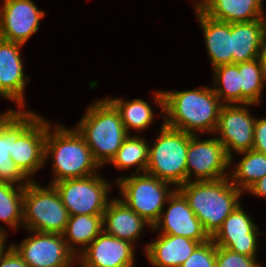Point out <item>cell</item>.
Instances as JSON below:
<instances>
[{
  "instance_id": "obj_1",
  "label": "cell",
  "mask_w": 266,
  "mask_h": 267,
  "mask_svg": "<svg viewBox=\"0 0 266 267\" xmlns=\"http://www.w3.org/2000/svg\"><path fill=\"white\" fill-rule=\"evenodd\" d=\"M154 102L162 108L159 114L166 115L163 118L166 126L193 135L214 134L223 105L213 88L204 86L185 91H156Z\"/></svg>"
},
{
  "instance_id": "obj_2",
  "label": "cell",
  "mask_w": 266,
  "mask_h": 267,
  "mask_svg": "<svg viewBox=\"0 0 266 267\" xmlns=\"http://www.w3.org/2000/svg\"><path fill=\"white\" fill-rule=\"evenodd\" d=\"M178 190L188 200L190 208L211 238L240 204L239 198L243 193L230 177L204 181L194 179L181 185Z\"/></svg>"
},
{
  "instance_id": "obj_3",
  "label": "cell",
  "mask_w": 266,
  "mask_h": 267,
  "mask_svg": "<svg viewBox=\"0 0 266 267\" xmlns=\"http://www.w3.org/2000/svg\"><path fill=\"white\" fill-rule=\"evenodd\" d=\"M74 128L84 138L100 167L111 162L128 136L119 111L107 98L88 106Z\"/></svg>"
},
{
  "instance_id": "obj_4",
  "label": "cell",
  "mask_w": 266,
  "mask_h": 267,
  "mask_svg": "<svg viewBox=\"0 0 266 267\" xmlns=\"http://www.w3.org/2000/svg\"><path fill=\"white\" fill-rule=\"evenodd\" d=\"M53 129L51 125L47 128L45 139V161L47 162L49 156H53L52 167L55 176L50 184L96 174L94 170L100 166L78 131L63 125H56Z\"/></svg>"
},
{
  "instance_id": "obj_5",
  "label": "cell",
  "mask_w": 266,
  "mask_h": 267,
  "mask_svg": "<svg viewBox=\"0 0 266 267\" xmlns=\"http://www.w3.org/2000/svg\"><path fill=\"white\" fill-rule=\"evenodd\" d=\"M193 134L166 126L160 128L152 147L146 173L168 182L178 189L187 182V150Z\"/></svg>"
},
{
  "instance_id": "obj_6",
  "label": "cell",
  "mask_w": 266,
  "mask_h": 267,
  "mask_svg": "<svg viewBox=\"0 0 266 267\" xmlns=\"http://www.w3.org/2000/svg\"><path fill=\"white\" fill-rule=\"evenodd\" d=\"M40 186L34 180L26 186L23 194V226L28 231L63 234L69 213L55 187Z\"/></svg>"
},
{
  "instance_id": "obj_7",
  "label": "cell",
  "mask_w": 266,
  "mask_h": 267,
  "mask_svg": "<svg viewBox=\"0 0 266 267\" xmlns=\"http://www.w3.org/2000/svg\"><path fill=\"white\" fill-rule=\"evenodd\" d=\"M116 182L123 197L121 200L151 226L159 219L168 198L176 190L170 191L172 184L146 172L121 176Z\"/></svg>"
},
{
  "instance_id": "obj_8",
  "label": "cell",
  "mask_w": 266,
  "mask_h": 267,
  "mask_svg": "<svg viewBox=\"0 0 266 267\" xmlns=\"http://www.w3.org/2000/svg\"><path fill=\"white\" fill-rule=\"evenodd\" d=\"M63 205L71 215H103L107 204L110 183L98 174L70 178L52 184Z\"/></svg>"
},
{
  "instance_id": "obj_9",
  "label": "cell",
  "mask_w": 266,
  "mask_h": 267,
  "mask_svg": "<svg viewBox=\"0 0 266 267\" xmlns=\"http://www.w3.org/2000/svg\"><path fill=\"white\" fill-rule=\"evenodd\" d=\"M39 117L33 111L10 109L0 114V182L26 186L29 179L11 158L12 144Z\"/></svg>"
},
{
  "instance_id": "obj_10",
  "label": "cell",
  "mask_w": 266,
  "mask_h": 267,
  "mask_svg": "<svg viewBox=\"0 0 266 267\" xmlns=\"http://www.w3.org/2000/svg\"><path fill=\"white\" fill-rule=\"evenodd\" d=\"M255 105H222L214 134L219 133L217 139L223 144L230 164L233 161V151L240 153L253 149L254 126L257 118L251 116L247 106Z\"/></svg>"
},
{
  "instance_id": "obj_11",
  "label": "cell",
  "mask_w": 266,
  "mask_h": 267,
  "mask_svg": "<svg viewBox=\"0 0 266 267\" xmlns=\"http://www.w3.org/2000/svg\"><path fill=\"white\" fill-rule=\"evenodd\" d=\"M229 165L230 158L217 138L199 140L197 135L190 137L187 150V182L192 181L193 175L196 181L229 177V173H226Z\"/></svg>"
},
{
  "instance_id": "obj_12",
  "label": "cell",
  "mask_w": 266,
  "mask_h": 267,
  "mask_svg": "<svg viewBox=\"0 0 266 267\" xmlns=\"http://www.w3.org/2000/svg\"><path fill=\"white\" fill-rule=\"evenodd\" d=\"M31 232L19 246L11 244L30 267H70L77 260L62 234Z\"/></svg>"
},
{
  "instance_id": "obj_13",
  "label": "cell",
  "mask_w": 266,
  "mask_h": 267,
  "mask_svg": "<svg viewBox=\"0 0 266 267\" xmlns=\"http://www.w3.org/2000/svg\"><path fill=\"white\" fill-rule=\"evenodd\" d=\"M169 207L160 214L159 219L151 227L161 230V234L182 236L202 243L211 239L202 223L190 208L188 200L176 189L168 198Z\"/></svg>"
},
{
  "instance_id": "obj_14",
  "label": "cell",
  "mask_w": 266,
  "mask_h": 267,
  "mask_svg": "<svg viewBox=\"0 0 266 267\" xmlns=\"http://www.w3.org/2000/svg\"><path fill=\"white\" fill-rule=\"evenodd\" d=\"M44 16L32 0H7L0 7V38L24 45Z\"/></svg>"
},
{
  "instance_id": "obj_15",
  "label": "cell",
  "mask_w": 266,
  "mask_h": 267,
  "mask_svg": "<svg viewBox=\"0 0 266 267\" xmlns=\"http://www.w3.org/2000/svg\"><path fill=\"white\" fill-rule=\"evenodd\" d=\"M259 228L239 204L211 238L218 247L249 257H256Z\"/></svg>"
},
{
  "instance_id": "obj_16",
  "label": "cell",
  "mask_w": 266,
  "mask_h": 267,
  "mask_svg": "<svg viewBox=\"0 0 266 267\" xmlns=\"http://www.w3.org/2000/svg\"><path fill=\"white\" fill-rule=\"evenodd\" d=\"M134 252L130 241L102 231L76 259L82 267H134Z\"/></svg>"
},
{
  "instance_id": "obj_17",
  "label": "cell",
  "mask_w": 266,
  "mask_h": 267,
  "mask_svg": "<svg viewBox=\"0 0 266 267\" xmlns=\"http://www.w3.org/2000/svg\"><path fill=\"white\" fill-rule=\"evenodd\" d=\"M49 126L48 121L39 116L12 144V160L31 181L32 175L46 164L45 139Z\"/></svg>"
},
{
  "instance_id": "obj_18",
  "label": "cell",
  "mask_w": 266,
  "mask_h": 267,
  "mask_svg": "<svg viewBox=\"0 0 266 267\" xmlns=\"http://www.w3.org/2000/svg\"><path fill=\"white\" fill-rule=\"evenodd\" d=\"M23 44L0 38V92L7 100L24 109V89L28 76L24 75V66L20 48Z\"/></svg>"
},
{
  "instance_id": "obj_19",
  "label": "cell",
  "mask_w": 266,
  "mask_h": 267,
  "mask_svg": "<svg viewBox=\"0 0 266 267\" xmlns=\"http://www.w3.org/2000/svg\"><path fill=\"white\" fill-rule=\"evenodd\" d=\"M152 227L143 217L135 213L120 198H112L103 213V231L115 238L137 241L145 227Z\"/></svg>"
},
{
  "instance_id": "obj_20",
  "label": "cell",
  "mask_w": 266,
  "mask_h": 267,
  "mask_svg": "<svg viewBox=\"0 0 266 267\" xmlns=\"http://www.w3.org/2000/svg\"><path fill=\"white\" fill-rule=\"evenodd\" d=\"M146 244L145 255L153 267H180L201 244L182 236L159 234Z\"/></svg>"
},
{
  "instance_id": "obj_21",
  "label": "cell",
  "mask_w": 266,
  "mask_h": 267,
  "mask_svg": "<svg viewBox=\"0 0 266 267\" xmlns=\"http://www.w3.org/2000/svg\"><path fill=\"white\" fill-rule=\"evenodd\" d=\"M193 7L203 30L205 45L212 67L233 64L231 23L206 15L195 3Z\"/></svg>"
},
{
  "instance_id": "obj_22",
  "label": "cell",
  "mask_w": 266,
  "mask_h": 267,
  "mask_svg": "<svg viewBox=\"0 0 266 267\" xmlns=\"http://www.w3.org/2000/svg\"><path fill=\"white\" fill-rule=\"evenodd\" d=\"M199 1V2H198ZM195 4L209 17L223 22L263 19V0H198Z\"/></svg>"
},
{
  "instance_id": "obj_23",
  "label": "cell",
  "mask_w": 266,
  "mask_h": 267,
  "mask_svg": "<svg viewBox=\"0 0 266 267\" xmlns=\"http://www.w3.org/2000/svg\"><path fill=\"white\" fill-rule=\"evenodd\" d=\"M266 18L250 22L231 23L233 64L259 58Z\"/></svg>"
},
{
  "instance_id": "obj_24",
  "label": "cell",
  "mask_w": 266,
  "mask_h": 267,
  "mask_svg": "<svg viewBox=\"0 0 266 267\" xmlns=\"http://www.w3.org/2000/svg\"><path fill=\"white\" fill-rule=\"evenodd\" d=\"M102 231L103 215L80 214L69 216L62 235L68 249L76 256L83 252ZM77 245L82 248L79 252L75 247Z\"/></svg>"
},
{
  "instance_id": "obj_25",
  "label": "cell",
  "mask_w": 266,
  "mask_h": 267,
  "mask_svg": "<svg viewBox=\"0 0 266 267\" xmlns=\"http://www.w3.org/2000/svg\"><path fill=\"white\" fill-rule=\"evenodd\" d=\"M240 153L243 158L232 170L230 180L239 190L245 192L266 175V154L254 149Z\"/></svg>"
},
{
  "instance_id": "obj_26",
  "label": "cell",
  "mask_w": 266,
  "mask_h": 267,
  "mask_svg": "<svg viewBox=\"0 0 266 267\" xmlns=\"http://www.w3.org/2000/svg\"><path fill=\"white\" fill-rule=\"evenodd\" d=\"M241 87V104H258L266 83V69L260 59L238 63Z\"/></svg>"
},
{
  "instance_id": "obj_27",
  "label": "cell",
  "mask_w": 266,
  "mask_h": 267,
  "mask_svg": "<svg viewBox=\"0 0 266 267\" xmlns=\"http://www.w3.org/2000/svg\"><path fill=\"white\" fill-rule=\"evenodd\" d=\"M149 160V145L144 137L128 135L111 163L118 169L138 166L136 173H145Z\"/></svg>"
},
{
  "instance_id": "obj_28",
  "label": "cell",
  "mask_w": 266,
  "mask_h": 267,
  "mask_svg": "<svg viewBox=\"0 0 266 267\" xmlns=\"http://www.w3.org/2000/svg\"><path fill=\"white\" fill-rule=\"evenodd\" d=\"M119 111L126 132L129 135L130 128L144 130L152 124L154 113L150 105L142 99L125 101L121 98H107Z\"/></svg>"
},
{
  "instance_id": "obj_29",
  "label": "cell",
  "mask_w": 266,
  "mask_h": 267,
  "mask_svg": "<svg viewBox=\"0 0 266 267\" xmlns=\"http://www.w3.org/2000/svg\"><path fill=\"white\" fill-rule=\"evenodd\" d=\"M24 190L25 186L0 182V221L14 230L23 225ZM0 230L3 229L0 227Z\"/></svg>"
},
{
  "instance_id": "obj_30",
  "label": "cell",
  "mask_w": 266,
  "mask_h": 267,
  "mask_svg": "<svg viewBox=\"0 0 266 267\" xmlns=\"http://www.w3.org/2000/svg\"><path fill=\"white\" fill-rule=\"evenodd\" d=\"M213 91L223 105H241V87L238 64H227L213 68ZM220 86V87H219Z\"/></svg>"
},
{
  "instance_id": "obj_31",
  "label": "cell",
  "mask_w": 266,
  "mask_h": 267,
  "mask_svg": "<svg viewBox=\"0 0 266 267\" xmlns=\"http://www.w3.org/2000/svg\"><path fill=\"white\" fill-rule=\"evenodd\" d=\"M216 245L212 239L200 244L180 267H215Z\"/></svg>"
},
{
  "instance_id": "obj_32",
  "label": "cell",
  "mask_w": 266,
  "mask_h": 267,
  "mask_svg": "<svg viewBox=\"0 0 266 267\" xmlns=\"http://www.w3.org/2000/svg\"><path fill=\"white\" fill-rule=\"evenodd\" d=\"M256 258L216 246L215 267H262V265L256 262Z\"/></svg>"
},
{
  "instance_id": "obj_33",
  "label": "cell",
  "mask_w": 266,
  "mask_h": 267,
  "mask_svg": "<svg viewBox=\"0 0 266 267\" xmlns=\"http://www.w3.org/2000/svg\"><path fill=\"white\" fill-rule=\"evenodd\" d=\"M253 149L266 154V118L256 119Z\"/></svg>"
},
{
  "instance_id": "obj_34",
  "label": "cell",
  "mask_w": 266,
  "mask_h": 267,
  "mask_svg": "<svg viewBox=\"0 0 266 267\" xmlns=\"http://www.w3.org/2000/svg\"><path fill=\"white\" fill-rule=\"evenodd\" d=\"M0 267H30L16 251V249L10 245L4 254L0 257Z\"/></svg>"
},
{
  "instance_id": "obj_35",
  "label": "cell",
  "mask_w": 266,
  "mask_h": 267,
  "mask_svg": "<svg viewBox=\"0 0 266 267\" xmlns=\"http://www.w3.org/2000/svg\"><path fill=\"white\" fill-rule=\"evenodd\" d=\"M250 194L266 198V175L254 183L248 190Z\"/></svg>"
},
{
  "instance_id": "obj_36",
  "label": "cell",
  "mask_w": 266,
  "mask_h": 267,
  "mask_svg": "<svg viewBox=\"0 0 266 267\" xmlns=\"http://www.w3.org/2000/svg\"><path fill=\"white\" fill-rule=\"evenodd\" d=\"M259 59L266 69V27L261 40Z\"/></svg>"
},
{
  "instance_id": "obj_37",
  "label": "cell",
  "mask_w": 266,
  "mask_h": 267,
  "mask_svg": "<svg viewBox=\"0 0 266 267\" xmlns=\"http://www.w3.org/2000/svg\"><path fill=\"white\" fill-rule=\"evenodd\" d=\"M5 232V230H0V257L4 254V252H5V240H6V232Z\"/></svg>"
}]
</instances>
